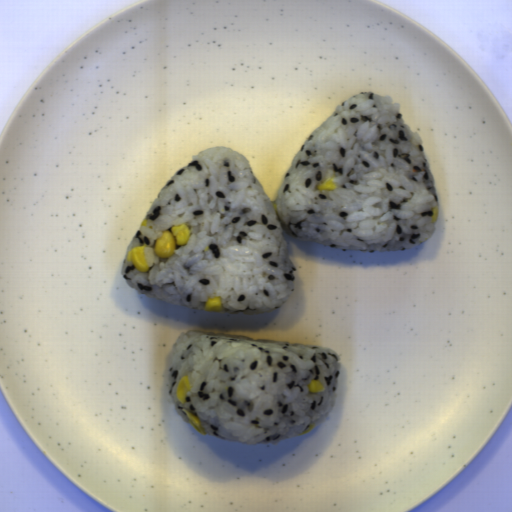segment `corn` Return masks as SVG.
<instances>
[{
    "label": "corn",
    "mask_w": 512,
    "mask_h": 512,
    "mask_svg": "<svg viewBox=\"0 0 512 512\" xmlns=\"http://www.w3.org/2000/svg\"><path fill=\"white\" fill-rule=\"evenodd\" d=\"M334 177H335V174L333 176H331L330 178H328L324 183L317 184L316 190H329V191L337 190L338 185H337V183L333 182Z\"/></svg>",
    "instance_id": "79e197a2"
},
{
    "label": "corn",
    "mask_w": 512,
    "mask_h": 512,
    "mask_svg": "<svg viewBox=\"0 0 512 512\" xmlns=\"http://www.w3.org/2000/svg\"><path fill=\"white\" fill-rule=\"evenodd\" d=\"M432 216H431V219H432V222L433 224L435 225L436 223V220L438 218V213H439V205L435 208H432Z\"/></svg>",
    "instance_id": "6a14855c"
},
{
    "label": "corn",
    "mask_w": 512,
    "mask_h": 512,
    "mask_svg": "<svg viewBox=\"0 0 512 512\" xmlns=\"http://www.w3.org/2000/svg\"><path fill=\"white\" fill-rule=\"evenodd\" d=\"M145 247H147V244L136 246L128 252V260H131L133 266L142 273L150 269L145 259Z\"/></svg>",
    "instance_id": "f1292c28"
},
{
    "label": "corn",
    "mask_w": 512,
    "mask_h": 512,
    "mask_svg": "<svg viewBox=\"0 0 512 512\" xmlns=\"http://www.w3.org/2000/svg\"><path fill=\"white\" fill-rule=\"evenodd\" d=\"M205 311H223L222 299L220 297L209 298L205 302Z\"/></svg>",
    "instance_id": "cfcad685"
},
{
    "label": "corn",
    "mask_w": 512,
    "mask_h": 512,
    "mask_svg": "<svg viewBox=\"0 0 512 512\" xmlns=\"http://www.w3.org/2000/svg\"><path fill=\"white\" fill-rule=\"evenodd\" d=\"M314 427H315V424H313V423H312V424H310V426H309L308 430H306V431H302V433H301V434H299V435H304V434H306L307 432L311 431Z\"/></svg>",
    "instance_id": "42891da5"
},
{
    "label": "corn",
    "mask_w": 512,
    "mask_h": 512,
    "mask_svg": "<svg viewBox=\"0 0 512 512\" xmlns=\"http://www.w3.org/2000/svg\"><path fill=\"white\" fill-rule=\"evenodd\" d=\"M163 235L156 239L153 249L156 256L168 258L172 256L178 246H185L191 236V231L187 223L182 225H173L171 230L162 231Z\"/></svg>",
    "instance_id": "51d56268"
},
{
    "label": "corn",
    "mask_w": 512,
    "mask_h": 512,
    "mask_svg": "<svg viewBox=\"0 0 512 512\" xmlns=\"http://www.w3.org/2000/svg\"><path fill=\"white\" fill-rule=\"evenodd\" d=\"M187 391H192V389H191V385L188 381V375H185L179 381V383L177 385V389H176V395H177L178 399L180 400V402L183 404H185L186 399H187V397H186Z\"/></svg>",
    "instance_id": "5cfa1b94"
},
{
    "label": "corn",
    "mask_w": 512,
    "mask_h": 512,
    "mask_svg": "<svg viewBox=\"0 0 512 512\" xmlns=\"http://www.w3.org/2000/svg\"><path fill=\"white\" fill-rule=\"evenodd\" d=\"M309 393L325 392V386L317 379H312L308 384Z\"/></svg>",
    "instance_id": "30e3d8cc"
},
{
    "label": "corn",
    "mask_w": 512,
    "mask_h": 512,
    "mask_svg": "<svg viewBox=\"0 0 512 512\" xmlns=\"http://www.w3.org/2000/svg\"><path fill=\"white\" fill-rule=\"evenodd\" d=\"M182 410L184 411L186 417L188 418L190 423L193 425V427L197 431H199L202 435H207V432H205V428L202 426V423H201L200 419L198 417H196L195 415H193L188 410H186L185 408L182 409Z\"/></svg>",
    "instance_id": "2b8c4276"
}]
</instances>
